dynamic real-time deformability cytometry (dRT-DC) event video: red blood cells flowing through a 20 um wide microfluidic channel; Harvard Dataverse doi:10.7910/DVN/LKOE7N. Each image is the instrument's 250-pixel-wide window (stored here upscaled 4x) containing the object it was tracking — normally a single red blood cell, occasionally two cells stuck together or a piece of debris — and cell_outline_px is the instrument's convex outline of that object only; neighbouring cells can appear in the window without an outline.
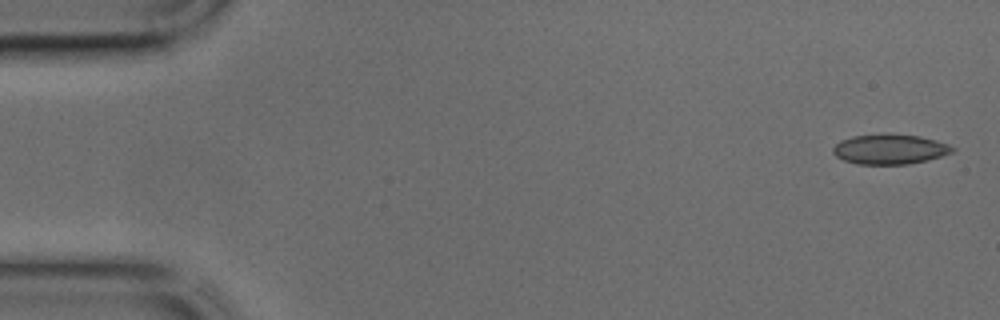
{"species": "common noctule bat (a hibernating species)", "species_latin": "Nyctalus noctula", "temperature_condition": "cold", "stored_images_in_passage": 43, "camera_frame_rate_fps": 3000, "um_per_image_px": 0.085, "animal": {"sex": "male", "body_mass_g": 17.9, "forearm_length_mm": 54.2}, "frame": {"image": 1, "passage_image": 1, "time_ms": 0.0, "image_size_px": [1000, 320], "cell_outline_px": [[956, 148], [952, 152], [928, 160], [908, 164], [856, 164], [844, 160], [836, 156], [832, 152], [832, 148], [840, 140], [852, 136], [920, 136], [936, 140], [948, 144]], "centroid_in_image_um": [75.63, 12.72], "position_along_channel_um": 9.4, "area_um2": 20.23}}
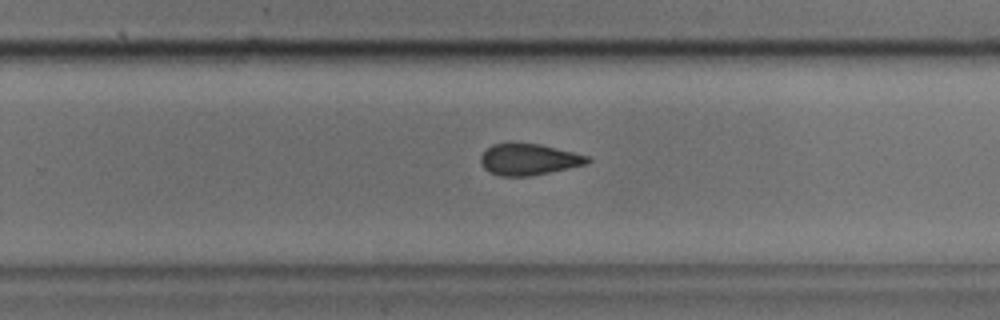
{"frame": {"image": 2, "passage_image": 27, "time_ms": 8.667, "image_size_px": [1000, 320], "cell_outline_px": [[592, 160], [588, 164], [528, 176], [500, 176], [484, 168], [480, 164], [480, 156], [492, 144], [540, 144], [592, 156]], "centroid_in_image_um": [45.0, 13.55], "position_along_channel_um": 284.8, "area_um2": 19.36}}
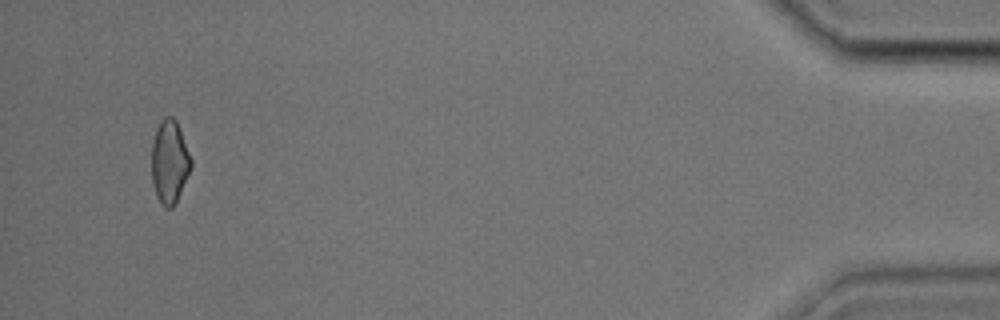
{"frame": {"image": 3, "passage_image": 41, "time_ms": 13.333, "image_size_px": [1000, 320], "cell_outline_px": [[192, 164], [176, 200], [172, 208], [164, 208], [160, 204], [156, 196], [152, 184], [152, 144], [156, 128], [160, 120], [164, 116], [172, 116], [176, 120], [192, 160]], "centroid_in_image_um": [14.38, 13.74], "position_along_channel_um": 420.8, "area_um2": 18.96}}